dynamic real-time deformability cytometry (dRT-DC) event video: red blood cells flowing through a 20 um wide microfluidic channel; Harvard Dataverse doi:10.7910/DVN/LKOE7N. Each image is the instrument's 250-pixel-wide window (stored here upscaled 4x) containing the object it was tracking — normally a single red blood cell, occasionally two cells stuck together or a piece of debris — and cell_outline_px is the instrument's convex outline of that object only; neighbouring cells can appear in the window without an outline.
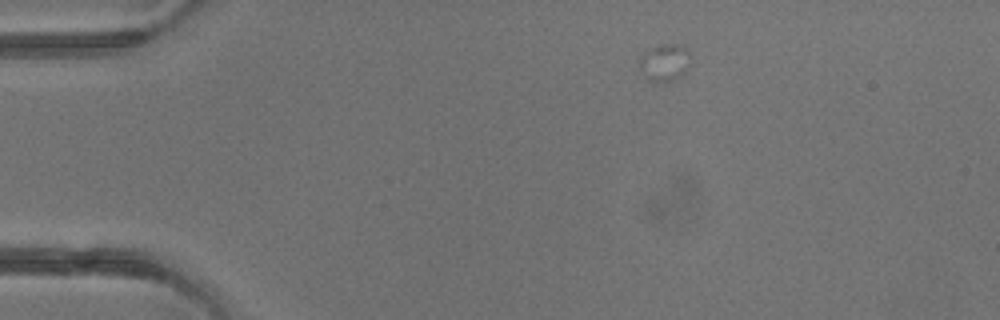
{"species": "common noctule bat (a hibernating species)", "species_latin": "Nyctalus noctula", "temperature_condition": "warm", "stored_images_in_passage": 2, "camera_frame_rate_fps": 3000, "um_per_image_px": 0.085, "animal": {"sex": "male", "body_mass_g": 13.3}, "frame": {"image": 1, "passage_image": 1, "time_ms": 0.0, "image_size_px": [1000, 320], "cell_outline_px": [[688, 64], [684, 76], [676, 80], [664, 84], [656, 84], [648, 80], [640, 68], [640, 60], [644, 52], [652, 48], [664, 44], [684, 44], [688, 52]], "centroid_in_image_um": [56.51, 5.37], "position_along_channel_um": 28.5, "area_um2": 11.27}}